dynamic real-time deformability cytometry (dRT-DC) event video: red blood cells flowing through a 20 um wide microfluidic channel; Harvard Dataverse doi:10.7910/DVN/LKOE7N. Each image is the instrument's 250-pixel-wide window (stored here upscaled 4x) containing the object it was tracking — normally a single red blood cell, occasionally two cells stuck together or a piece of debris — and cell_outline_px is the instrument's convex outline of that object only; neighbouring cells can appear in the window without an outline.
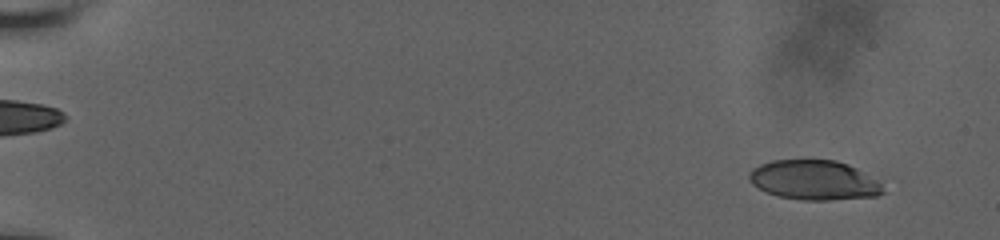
{"species": "human", "species_latin": "Homo sapiens", "temperature_condition": "room temperature", "stored_images_in_passage": 58, "camera_frame_rate_fps": 3000, "um_per_image_px": 0.085, "donor": {"sex": "male"}, "frame": {"image": 1, "passage_image": 5, "time_ms": 1.333, "image_size_px": [1000, 240], "cell_outline_px": [[884, 192], [876, 196], [832, 200], [804, 200], [780, 196], [768, 192], [752, 184], [748, 176], [748, 172], [752, 168], [760, 164], [772, 160], [836, 160], [848, 164], [856, 168], [880, 184]], "centroid_in_image_um": [69.15, 15.3], "position_along_channel_um": 15.8, "area_um2": 30.58}}
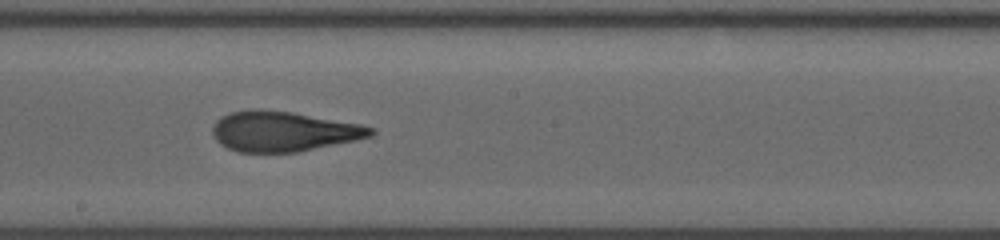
{"frame": {"image": 2, "passage_image": 35, "time_ms": 11.333, "image_size_px": [1000, 240], "cell_outline_px": [[376, 132], [372, 136], [356, 140], [296, 152], [236, 152], [220, 144], [216, 140], [212, 132], [212, 128], [216, 120], [220, 116], [232, 112], [256, 108], [260, 108], [292, 112], [360, 124], [376, 128]], "centroid_in_image_um": [24.07, 11.16], "position_along_channel_um": 224.1, "area_um2": 37.11}}
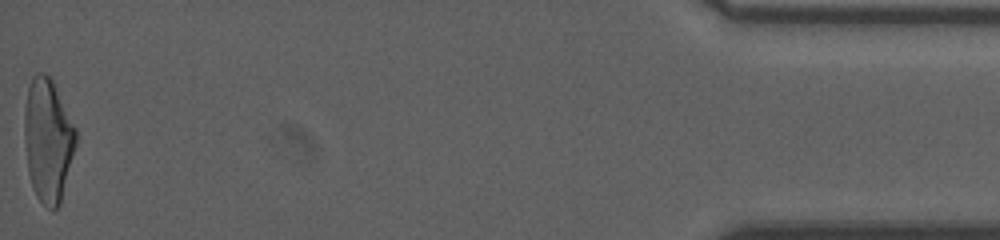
{"frame": {"image": 3, "passage_image": 58, "time_ms": 19.0, "image_size_px": [1000, 240], "cell_outline_px": [[76, 144], [60, 204], [52, 212], [36, 196], [32, 188], [28, 172], [24, 140], [24, 108], [28, 88], [32, 76], [36, 72], [44, 72], [52, 80], [76, 128]], "centroid_in_image_um": [4.06, 11.91], "position_along_channel_um": 431.1, "area_um2": 37.05}, "authors_computed_cell_mechanics": {"area_um2": 36.2117, "velocity_mm_per_s": 3.8179, "shape_relaxation_time_tau1_ms": null, "shape_relaxation_time_tau2_ms": 1.3997, "deformation_change_tau1": null, "deformation_change_tau2": 0.1061}}